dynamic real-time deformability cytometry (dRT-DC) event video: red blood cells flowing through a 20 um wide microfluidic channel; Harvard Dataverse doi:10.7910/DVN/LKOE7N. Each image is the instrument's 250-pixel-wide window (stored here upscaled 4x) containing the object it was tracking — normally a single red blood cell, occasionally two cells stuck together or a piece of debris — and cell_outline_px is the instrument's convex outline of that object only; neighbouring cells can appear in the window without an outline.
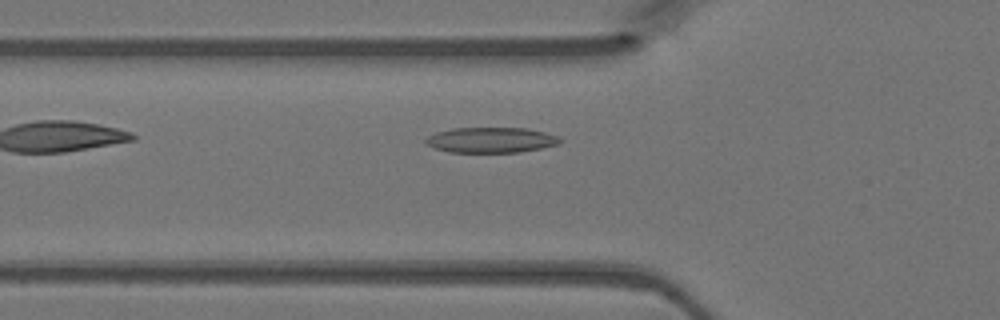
{"species": "Egyptian fruit bat (a non-hibernating species)", "species_latin": "Rousettus aegyptiacus", "temperature_condition": "warm", "stored_images_in_passage": 33, "camera_frame_rate_fps": 3000, "um_per_image_px": 0.085, "animal": {"sex": "female"}, "frame": {"image": 1, "passage_image": 2, "time_ms": 0.333, "image_size_px": [1000, 320], "cell_outline_px": [[564, 140], [560, 144], [520, 152], [452, 152], [436, 148], [428, 144], [424, 140], [428, 136], [436, 132], [452, 128], [528, 128], [560, 136]], "centroid_in_image_um": [41.8, 11.89], "position_along_channel_um": 84.0, "area_um2": 19.88}}
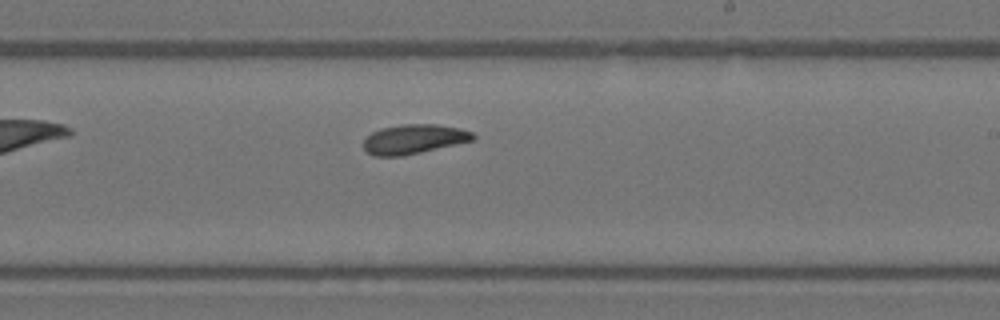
{"frame": {"image": 2, "passage_image": 14, "time_ms": 4.333, "image_size_px": [1000, 320], "cell_outline_px": [[476, 136], [472, 140], [420, 152], [400, 156], [376, 156], [368, 152], [364, 148], [364, 140], [372, 132], [380, 128], [404, 124], [436, 124], [460, 128], [472, 132]], "centroid_in_image_um": [35.16, 11.81], "position_along_channel_um": 253.8, "area_um2": 18.5}}
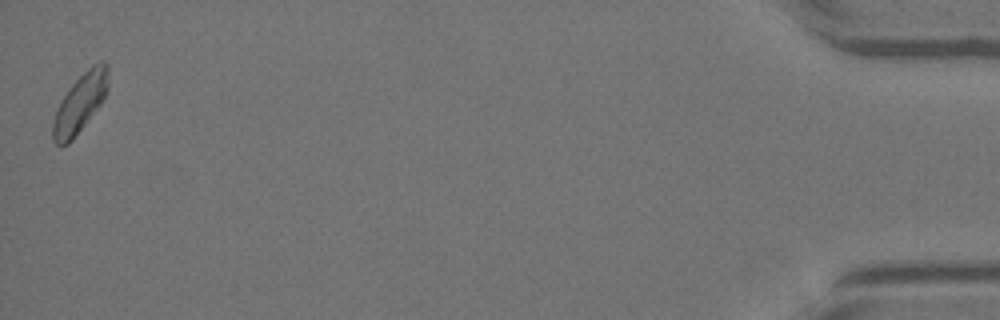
{"frame": {"image": 3, "passage_image": 33, "time_ms": 10.667, "image_size_px": [1000, 320], "cell_outline_px": [[108, 88], [100, 104], [72, 140], [68, 144], [60, 148], [52, 140], [52, 124], [60, 100], [68, 88], [92, 64], [100, 60], [104, 60], [108, 64]], "centroid_in_image_um": [6.79, 8.76], "position_along_channel_um": 428.4, "area_um2": 18.9}}